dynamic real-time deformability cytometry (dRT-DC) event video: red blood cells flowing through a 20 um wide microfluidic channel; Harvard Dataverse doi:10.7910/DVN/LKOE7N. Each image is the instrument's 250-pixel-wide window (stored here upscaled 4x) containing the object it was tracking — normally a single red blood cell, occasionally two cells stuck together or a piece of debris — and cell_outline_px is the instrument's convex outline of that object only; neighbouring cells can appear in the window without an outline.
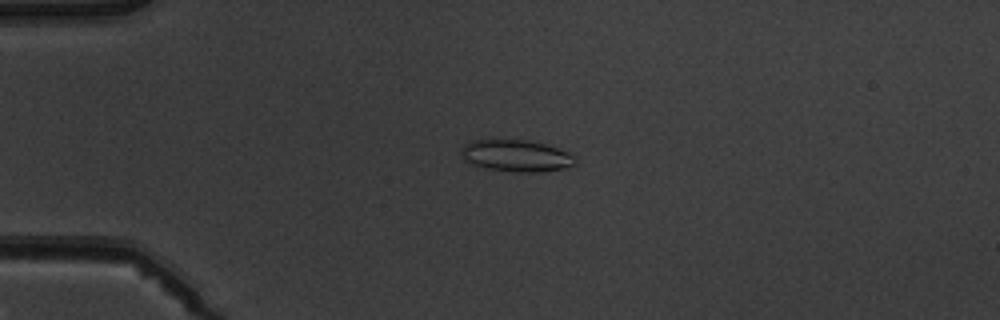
{"species": "common noctule bat (a hibernating species)", "species_latin": "Nyctalus noctula", "temperature_condition": "warm", "stored_images_in_passage": 8, "camera_frame_rate_fps": 3000, "um_per_image_px": 0.085, "animal": {"sex": "male", "body_mass_g": 19.5, "forearm_length_mm": 54.6}, "frame": {"image": 1, "passage_image": 4, "time_ms": 4.333, "image_size_px": [1000, 320], "cell_outline_px": [[576, 164], [568, 168], [540, 172], [516, 172], [488, 168], [464, 160], [460, 156], [460, 148], [464, 144], [472, 140], [488, 136], [492, 136], [528, 140], [544, 144], [568, 152], [576, 160]], "centroid_in_image_um": [43.81, 13.18], "position_along_channel_um": 41.2, "area_um2": 21.91}}
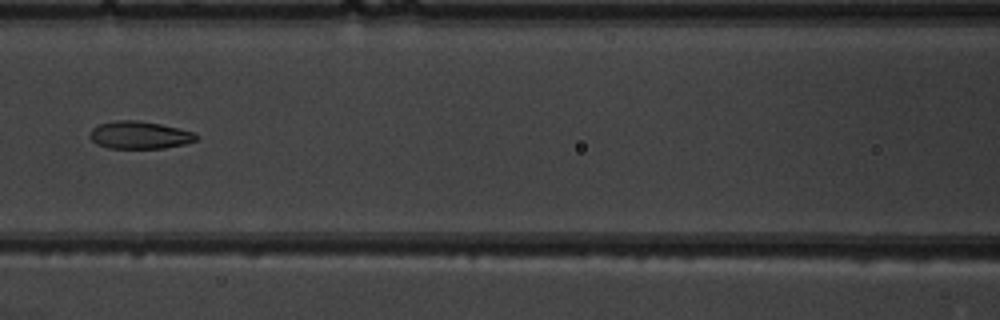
{"frame": {"image": 2, "passage_image": 7, "time_ms": 8.0, "image_size_px": [1000, 320], "cell_outline_px": [[200, 136], [196, 140], [184, 144], [164, 148], [108, 148], [96, 144], [88, 136], [88, 132], [92, 128], [100, 124], [116, 120], [136, 120], [160, 124], [196, 132]], "centroid_in_image_um": [11.86, 11.48], "position_along_channel_um": 154.7, "area_um2": 17.22}}
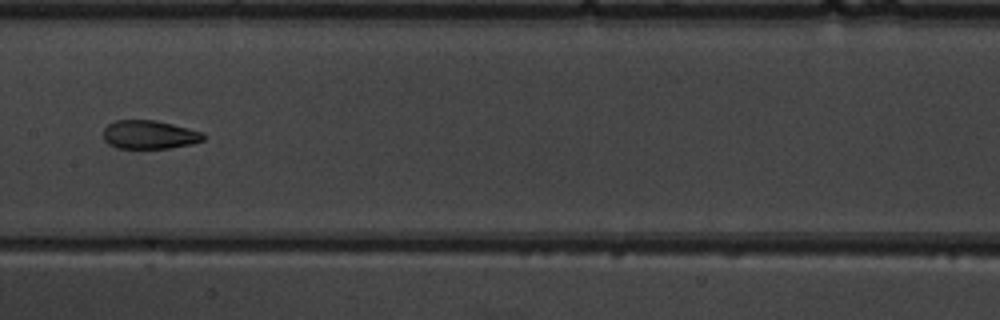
{"frame": {"image": 3, "passage_image": 8, "time_ms": 9.0, "image_size_px": [1000, 320], "cell_outline_px": [[208, 136], [204, 140], [192, 144], [168, 148], [116, 148], [108, 144], [104, 140], [104, 128], [108, 124], [116, 120], [156, 120], [204, 132]], "centroid_in_image_um": [12.73, 11.45], "position_along_channel_um": 194.7, "area_um2": 16.82}}